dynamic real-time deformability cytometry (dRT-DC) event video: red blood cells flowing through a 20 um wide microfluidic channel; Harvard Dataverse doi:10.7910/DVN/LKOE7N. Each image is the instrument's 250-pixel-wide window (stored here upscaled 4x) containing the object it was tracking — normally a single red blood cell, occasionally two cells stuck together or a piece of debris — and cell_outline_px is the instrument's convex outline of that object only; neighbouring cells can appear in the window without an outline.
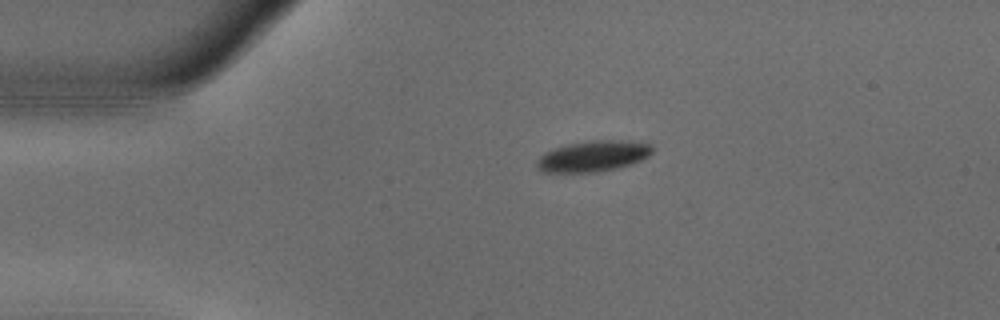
{"species": "common noctule bat (a hibernating species)", "species_latin": "Nyctalus noctula", "temperature_condition": "warm", "stored_images_in_passage": 44, "camera_frame_rate_fps": 3000, "um_per_image_px": 0.085, "animal": {"sex": "male", "body_mass_g": 18.8}, "frame": {"image": 1, "passage_image": 1, "time_ms": 0.0, "image_size_px": [1000, 320], "cell_outline_px": [[652, 152], [648, 156], [640, 160], [616, 168], [596, 172], [544, 172], [536, 168], [536, 160], [544, 152], [568, 144], [588, 140], [620, 140], [652, 144]], "centroid_in_image_um": [50.37, 13.27], "position_along_channel_um": 34.6, "area_um2": 20.63}}
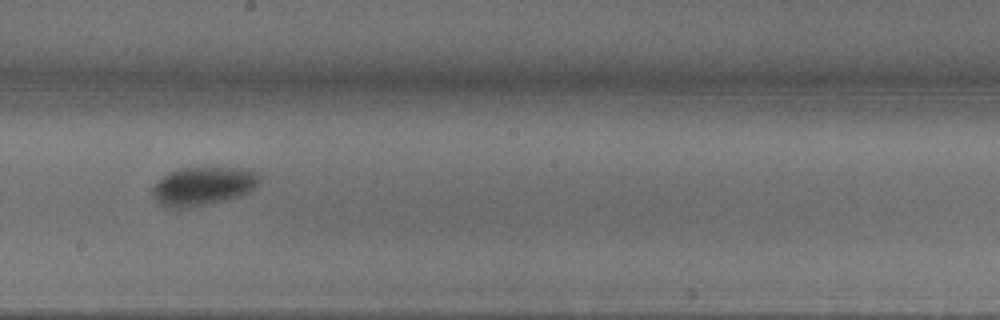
{"frame": {"image": 2, "passage_image": 20, "time_ms": 6.333, "image_size_px": [1000, 320], "cell_outline_px": [[260, 180], [256, 188], [240, 196], [224, 200], [204, 204], [180, 208], [172, 208], [160, 204], [152, 196], [152, 188], [168, 172], [176, 168], [204, 164], [208, 164], [244, 168], [256, 172], [260, 176]], "centroid_in_image_um": [17.29, 15.73], "position_along_channel_um": 230.9, "area_um2": 24.85}}
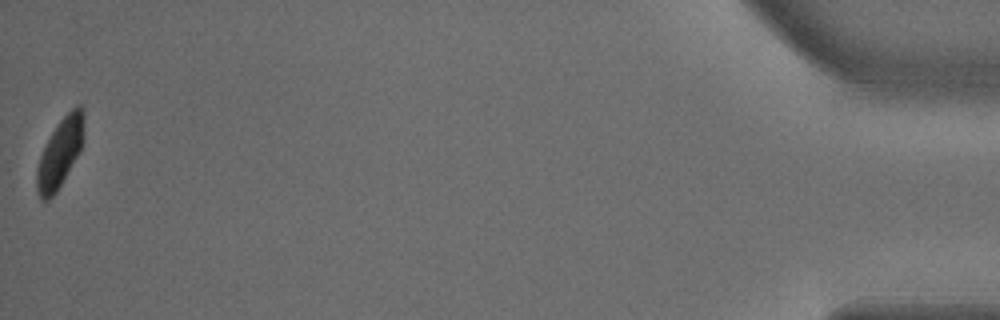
{"frame": {"image": 3, "passage_image": 44, "time_ms": 14.333, "image_size_px": [1000, 320], "cell_outline_px": [[84, 136], [80, 152], [56, 192], [48, 200], [40, 200], [36, 192], [36, 168], [40, 156], [52, 132], [60, 120], [76, 104], [80, 104], [84, 108]], "centroid_in_image_um": [5.11, 12.98], "position_along_channel_um": 430.1, "area_um2": 19.07}, "authors_computed_cell_mechanics": {"area_um2": 22.253, "velocity_mm_per_s": 3.6942, "shape_relaxation_time_tau1_ms": 4.2734, "shape_relaxation_time_tau2_ms": null, "deformation_change_tau1": 0.1358, "deformation_change_tau2": null}}